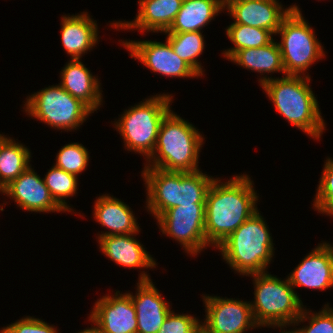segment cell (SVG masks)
<instances>
[{
	"label": "cell",
	"mask_w": 333,
	"mask_h": 333,
	"mask_svg": "<svg viewBox=\"0 0 333 333\" xmlns=\"http://www.w3.org/2000/svg\"><path fill=\"white\" fill-rule=\"evenodd\" d=\"M247 174L235 175L226 182L216 177L205 200V236L217 248L242 223L258 211L259 194Z\"/></svg>",
	"instance_id": "1"
},
{
	"label": "cell",
	"mask_w": 333,
	"mask_h": 333,
	"mask_svg": "<svg viewBox=\"0 0 333 333\" xmlns=\"http://www.w3.org/2000/svg\"><path fill=\"white\" fill-rule=\"evenodd\" d=\"M311 78L285 75L266 81L262 86L276 111L292 126L306 133L313 140H320L326 122L322 117Z\"/></svg>",
	"instance_id": "2"
},
{
	"label": "cell",
	"mask_w": 333,
	"mask_h": 333,
	"mask_svg": "<svg viewBox=\"0 0 333 333\" xmlns=\"http://www.w3.org/2000/svg\"><path fill=\"white\" fill-rule=\"evenodd\" d=\"M141 177L146 187V210L158 218L166 210L187 204H205L206 194L214 177L195 172L165 171L143 167Z\"/></svg>",
	"instance_id": "3"
},
{
	"label": "cell",
	"mask_w": 333,
	"mask_h": 333,
	"mask_svg": "<svg viewBox=\"0 0 333 333\" xmlns=\"http://www.w3.org/2000/svg\"><path fill=\"white\" fill-rule=\"evenodd\" d=\"M204 139L192 122L171 110L161 122L156 146L144 167L175 172L198 171Z\"/></svg>",
	"instance_id": "4"
},
{
	"label": "cell",
	"mask_w": 333,
	"mask_h": 333,
	"mask_svg": "<svg viewBox=\"0 0 333 333\" xmlns=\"http://www.w3.org/2000/svg\"><path fill=\"white\" fill-rule=\"evenodd\" d=\"M268 226L258 210L216 248L234 273L244 277L268 272L275 254Z\"/></svg>",
	"instance_id": "5"
},
{
	"label": "cell",
	"mask_w": 333,
	"mask_h": 333,
	"mask_svg": "<svg viewBox=\"0 0 333 333\" xmlns=\"http://www.w3.org/2000/svg\"><path fill=\"white\" fill-rule=\"evenodd\" d=\"M173 95L160 93L128 107L114 121V128L130 152L141 154L145 161L152 155L162 120L171 111Z\"/></svg>",
	"instance_id": "6"
},
{
	"label": "cell",
	"mask_w": 333,
	"mask_h": 333,
	"mask_svg": "<svg viewBox=\"0 0 333 333\" xmlns=\"http://www.w3.org/2000/svg\"><path fill=\"white\" fill-rule=\"evenodd\" d=\"M254 285V300L251 308L259 327H290L299 318L304 308L298 292L290 285L289 279L283 280L269 272L251 274Z\"/></svg>",
	"instance_id": "7"
},
{
	"label": "cell",
	"mask_w": 333,
	"mask_h": 333,
	"mask_svg": "<svg viewBox=\"0 0 333 333\" xmlns=\"http://www.w3.org/2000/svg\"><path fill=\"white\" fill-rule=\"evenodd\" d=\"M290 13L276 32L286 75L311 77L309 68L325 57V49L316 37L314 28L305 20L299 5L289 6ZM305 72V73H304Z\"/></svg>",
	"instance_id": "8"
},
{
	"label": "cell",
	"mask_w": 333,
	"mask_h": 333,
	"mask_svg": "<svg viewBox=\"0 0 333 333\" xmlns=\"http://www.w3.org/2000/svg\"><path fill=\"white\" fill-rule=\"evenodd\" d=\"M23 104L25 113L44 124L64 132L77 131L94 113L80 99L73 97L59 84L42 88L28 95Z\"/></svg>",
	"instance_id": "9"
},
{
	"label": "cell",
	"mask_w": 333,
	"mask_h": 333,
	"mask_svg": "<svg viewBox=\"0 0 333 333\" xmlns=\"http://www.w3.org/2000/svg\"><path fill=\"white\" fill-rule=\"evenodd\" d=\"M160 232L195 257L209 246L205 236V204H187L166 210L157 219Z\"/></svg>",
	"instance_id": "10"
},
{
	"label": "cell",
	"mask_w": 333,
	"mask_h": 333,
	"mask_svg": "<svg viewBox=\"0 0 333 333\" xmlns=\"http://www.w3.org/2000/svg\"><path fill=\"white\" fill-rule=\"evenodd\" d=\"M205 318L201 329L205 333H247L260 328L255 322L250 301L202 294Z\"/></svg>",
	"instance_id": "11"
},
{
	"label": "cell",
	"mask_w": 333,
	"mask_h": 333,
	"mask_svg": "<svg viewBox=\"0 0 333 333\" xmlns=\"http://www.w3.org/2000/svg\"><path fill=\"white\" fill-rule=\"evenodd\" d=\"M121 41V42H120ZM152 40H119L130 53V57L138 60L154 73L170 78H200V76L173 51L170 43Z\"/></svg>",
	"instance_id": "12"
},
{
	"label": "cell",
	"mask_w": 333,
	"mask_h": 333,
	"mask_svg": "<svg viewBox=\"0 0 333 333\" xmlns=\"http://www.w3.org/2000/svg\"><path fill=\"white\" fill-rule=\"evenodd\" d=\"M14 200L20 209L29 213L65 212L53 199L45 181L32 168L27 167L0 192Z\"/></svg>",
	"instance_id": "13"
},
{
	"label": "cell",
	"mask_w": 333,
	"mask_h": 333,
	"mask_svg": "<svg viewBox=\"0 0 333 333\" xmlns=\"http://www.w3.org/2000/svg\"><path fill=\"white\" fill-rule=\"evenodd\" d=\"M290 285L325 291L333 288V243L316 245L287 276Z\"/></svg>",
	"instance_id": "14"
},
{
	"label": "cell",
	"mask_w": 333,
	"mask_h": 333,
	"mask_svg": "<svg viewBox=\"0 0 333 333\" xmlns=\"http://www.w3.org/2000/svg\"><path fill=\"white\" fill-rule=\"evenodd\" d=\"M90 313L89 317L104 333H138L136 310L127 292L104 294L96 300Z\"/></svg>",
	"instance_id": "15"
},
{
	"label": "cell",
	"mask_w": 333,
	"mask_h": 333,
	"mask_svg": "<svg viewBox=\"0 0 333 333\" xmlns=\"http://www.w3.org/2000/svg\"><path fill=\"white\" fill-rule=\"evenodd\" d=\"M133 234L111 235L98 238L96 241L99 244V249L104 256L110 259L115 264L129 269H142L138 274V281H149L150 275L144 269H154L157 267L155 259L150 252L145 250L140 240L136 239Z\"/></svg>",
	"instance_id": "16"
},
{
	"label": "cell",
	"mask_w": 333,
	"mask_h": 333,
	"mask_svg": "<svg viewBox=\"0 0 333 333\" xmlns=\"http://www.w3.org/2000/svg\"><path fill=\"white\" fill-rule=\"evenodd\" d=\"M236 24L269 30L274 36L290 13L279 0H232L224 6Z\"/></svg>",
	"instance_id": "17"
},
{
	"label": "cell",
	"mask_w": 333,
	"mask_h": 333,
	"mask_svg": "<svg viewBox=\"0 0 333 333\" xmlns=\"http://www.w3.org/2000/svg\"><path fill=\"white\" fill-rule=\"evenodd\" d=\"M184 0H138L139 9L132 21H111L110 27L120 31L163 33L173 24Z\"/></svg>",
	"instance_id": "18"
},
{
	"label": "cell",
	"mask_w": 333,
	"mask_h": 333,
	"mask_svg": "<svg viewBox=\"0 0 333 333\" xmlns=\"http://www.w3.org/2000/svg\"><path fill=\"white\" fill-rule=\"evenodd\" d=\"M153 283L152 280L138 281L135 295L126 291L136 310L138 333H158L172 309Z\"/></svg>",
	"instance_id": "19"
},
{
	"label": "cell",
	"mask_w": 333,
	"mask_h": 333,
	"mask_svg": "<svg viewBox=\"0 0 333 333\" xmlns=\"http://www.w3.org/2000/svg\"><path fill=\"white\" fill-rule=\"evenodd\" d=\"M60 20V40L71 59H81L88 51L91 52L93 47H97L100 41L98 23L87 11L75 15L65 14Z\"/></svg>",
	"instance_id": "20"
},
{
	"label": "cell",
	"mask_w": 333,
	"mask_h": 333,
	"mask_svg": "<svg viewBox=\"0 0 333 333\" xmlns=\"http://www.w3.org/2000/svg\"><path fill=\"white\" fill-rule=\"evenodd\" d=\"M93 218L107 231H98L96 238L139 233L141 228L131 207L119 198L108 193L94 200ZM106 228V229H105Z\"/></svg>",
	"instance_id": "21"
},
{
	"label": "cell",
	"mask_w": 333,
	"mask_h": 333,
	"mask_svg": "<svg viewBox=\"0 0 333 333\" xmlns=\"http://www.w3.org/2000/svg\"><path fill=\"white\" fill-rule=\"evenodd\" d=\"M82 59H69L60 71V83L65 91L80 99L93 112H97L103 103L101 83L98 76L93 75Z\"/></svg>",
	"instance_id": "22"
},
{
	"label": "cell",
	"mask_w": 333,
	"mask_h": 333,
	"mask_svg": "<svg viewBox=\"0 0 333 333\" xmlns=\"http://www.w3.org/2000/svg\"><path fill=\"white\" fill-rule=\"evenodd\" d=\"M228 61H231L232 63H235V65H239L248 71L251 70L252 72L260 73L261 76L258 79L260 86L266 81L275 78L271 76L272 73H283V76L286 75L280 48L275 39L269 44L259 48L239 50Z\"/></svg>",
	"instance_id": "23"
},
{
	"label": "cell",
	"mask_w": 333,
	"mask_h": 333,
	"mask_svg": "<svg viewBox=\"0 0 333 333\" xmlns=\"http://www.w3.org/2000/svg\"><path fill=\"white\" fill-rule=\"evenodd\" d=\"M224 11L220 0H184L173 24L164 33L202 31Z\"/></svg>",
	"instance_id": "24"
},
{
	"label": "cell",
	"mask_w": 333,
	"mask_h": 333,
	"mask_svg": "<svg viewBox=\"0 0 333 333\" xmlns=\"http://www.w3.org/2000/svg\"><path fill=\"white\" fill-rule=\"evenodd\" d=\"M31 151L14 138L1 134L0 192L31 165Z\"/></svg>",
	"instance_id": "25"
},
{
	"label": "cell",
	"mask_w": 333,
	"mask_h": 333,
	"mask_svg": "<svg viewBox=\"0 0 333 333\" xmlns=\"http://www.w3.org/2000/svg\"><path fill=\"white\" fill-rule=\"evenodd\" d=\"M202 33L201 31L165 33V39L170 43L176 55L187 63L200 77H204L205 75L204 67L198 59L206 47L205 35Z\"/></svg>",
	"instance_id": "26"
},
{
	"label": "cell",
	"mask_w": 333,
	"mask_h": 333,
	"mask_svg": "<svg viewBox=\"0 0 333 333\" xmlns=\"http://www.w3.org/2000/svg\"><path fill=\"white\" fill-rule=\"evenodd\" d=\"M225 32L230 42L234 45L221 53L226 60H229L239 50L265 46L274 37L269 30L236 23H231L227 26Z\"/></svg>",
	"instance_id": "27"
},
{
	"label": "cell",
	"mask_w": 333,
	"mask_h": 333,
	"mask_svg": "<svg viewBox=\"0 0 333 333\" xmlns=\"http://www.w3.org/2000/svg\"><path fill=\"white\" fill-rule=\"evenodd\" d=\"M78 178L79 177L62 170L54 164L50 169H48V172L43 178L54 201L65 211V213H77L68 204L69 200L67 198L74 197L78 193Z\"/></svg>",
	"instance_id": "28"
},
{
	"label": "cell",
	"mask_w": 333,
	"mask_h": 333,
	"mask_svg": "<svg viewBox=\"0 0 333 333\" xmlns=\"http://www.w3.org/2000/svg\"><path fill=\"white\" fill-rule=\"evenodd\" d=\"M329 304L327 302L318 312L309 311L305 305L299 318L292 324V330L295 333H333V307ZM306 321L308 325H304Z\"/></svg>",
	"instance_id": "29"
},
{
	"label": "cell",
	"mask_w": 333,
	"mask_h": 333,
	"mask_svg": "<svg viewBox=\"0 0 333 333\" xmlns=\"http://www.w3.org/2000/svg\"><path fill=\"white\" fill-rule=\"evenodd\" d=\"M89 151L82 143L71 142L65 144L57 152L55 166L61 168L62 170L69 172L72 175L79 177L86 171L89 165Z\"/></svg>",
	"instance_id": "30"
},
{
	"label": "cell",
	"mask_w": 333,
	"mask_h": 333,
	"mask_svg": "<svg viewBox=\"0 0 333 333\" xmlns=\"http://www.w3.org/2000/svg\"><path fill=\"white\" fill-rule=\"evenodd\" d=\"M314 195L313 208L317 213L333 217V158L324 161L321 177Z\"/></svg>",
	"instance_id": "31"
},
{
	"label": "cell",
	"mask_w": 333,
	"mask_h": 333,
	"mask_svg": "<svg viewBox=\"0 0 333 333\" xmlns=\"http://www.w3.org/2000/svg\"><path fill=\"white\" fill-rule=\"evenodd\" d=\"M200 330L201 321L198 317L171 310L158 333H198Z\"/></svg>",
	"instance_id": "32"
},
{
	"label": "cell",
	"mask_w": 333,
	"mask_h": 333,
	"mask_svg": "<svg viewBox=\"0 0 333 333\" xmlns=\"http://www.w3.org/2000/svg\"><path fill=\"white\" fill-rule=\"evenodd\" d=\"M6 333H59L55 325H50L35 316H25L14 323L2 327Z\"/></svg>",
	"instance_id": "33"
},
{
	"label": "cell",
	"mask_w": 333,
	"mask_h": 333,
	"mask_svg": "<svg viewBox=\"0 0 333 333\" xmlns=\"http://www.w3.org/2000/svg\"><path fill=\"white\" fill-rule=\"evenodd\" d=\"M91 323V327L85 328L84 330H80L76 333H104L102 329L88 316V320Z\"/></svg>",
	"instance_id": "34"
},
{
	"label": "cell",
	"mask_w": 333,
	"mask_h": 333,
	"mask_svg": "<svg viewBox=\"0 0 333 333\" xmlns=\"http://www.w3.org/2000/svg\"><path fill=\"white\" fill-rule=\"evenodd\" d=\"M279 333H295L292 329H287L286 327V330H285V327H281L280 328V332Z\"/></svg>",
	"instance_id": "35"
},
{
	"label": "cell",
	"mask_w": 333,
	"mask_h": 333,
	"mask_svg": "<svg viewBox=\"0 0 333 333\" xmlns=\"http://www.w3.org/2000/svg\"><path fill=\"white\" fill-rule=\"evenodd\" d=\"M230 1H232V0H220V2L222 3L223 6L228 4Z\"/></svg>",
	"instance_id": "36"
},
{
	"label": "cell",
	"mask_w": 333,
	"mask_h": 333,
	"mask_svg": "<svg viewBox=\"0 0 333 333\" xmlns=\"http://www.w3.org/2000/svg\"><path fill=\"white\" fill-rule=\"evenodd\" d=\"M0 333H6L2 328L0 329Z\"/></svg>",
	"instance_id": "37"
},
{
	"label": "cell",
	"mask_w": 333,
	"mask_h": 333,
	"mask_svg": "<svg viewBox=\"0 0 333 333\" xmlns=\"http://www.w3.org/2000/svg\"><path fill=\"white\" fill-rule=\"evenodd\" d=\"M198 333H205L202 329Z\"/></svg>",
	"instance_id": "38"
}]
</instances>
